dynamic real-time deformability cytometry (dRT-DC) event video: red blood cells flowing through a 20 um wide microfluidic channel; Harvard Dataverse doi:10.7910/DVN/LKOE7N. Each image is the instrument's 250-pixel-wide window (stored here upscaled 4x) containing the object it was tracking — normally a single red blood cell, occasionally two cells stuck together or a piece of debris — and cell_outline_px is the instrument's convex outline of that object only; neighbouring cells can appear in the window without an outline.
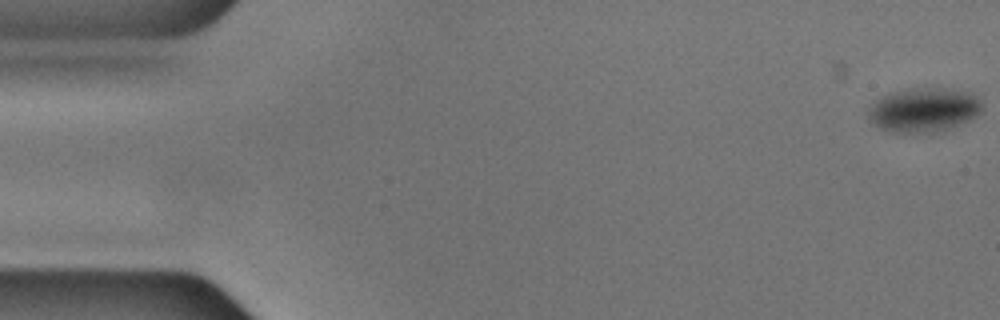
{"species": "common noctule bat (a hibernating species)", "species_latin": "Nyctalus noctula", "temperature_condition": "cold", "stored_images_in_passage": 56, "camera_frame_rate_fps": 3000, "um_per_image_px": 0.085, "animal": {"sex": "male", "body_mass_g": 17.9, "forearm_length_mm": 54.2}, "frame": {"image": 1, "passage_image": 1, "time_ms": 0.0, "image_size_px": [1000, 320], "cell_outline_px": [[980, 112], [976, 116], [960, 124], [932, 132], [892, 132], [880, 128], [868, 116], [868, 108], [880, 96], [888, 92], [912, 88], [944, 88], [972, 92], [980, 100]], "centroid_in_image_um": [78.5, 9.31], "position_along_channel_um": 6.5, "area_um2": 29.07}}
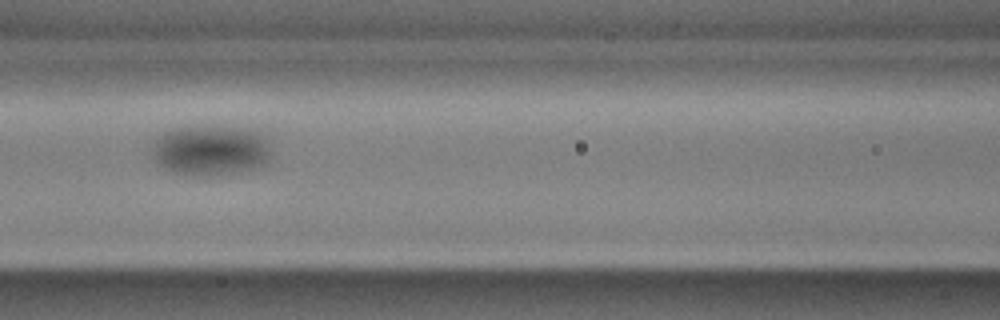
{"frame": {"image": 2, "passage_image": 24, "time_ms": 7.667, "image_size_px": [1000, 320], "cell_outline_px": [[268, 156], [264, 164], [256, 168], [232, 172], [200, 176], [176, 172], [164, 168], [156, 160], [156, 140], [164, 132], [176, 128], [224, 128], [252, 132], [260, 136], [264, 140], [268, 148]], "centroid_in_image_um": [17.87, 12.82], "position_along_channel_um": 148.7, "area_um2": 32.6}}
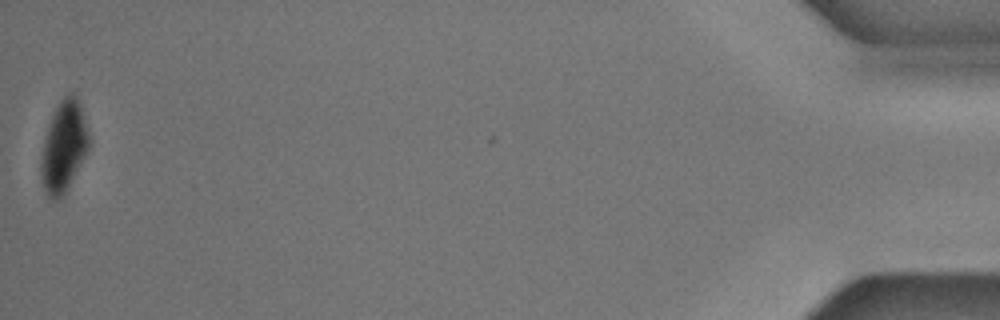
{"frame": {"image": 3, "passage_image": 56, "time_ms": 18.333, "image_size_px": [1000, 320], "cell_outline_px": [[92, 144], [64, 192], [56, 200], [52, 200], [48, 196], [44, 188], [40, 172], [40, 160], [44, 136], [48, 124], [56, 104], [68, 92], [72, 92], [76, 96], [80, 104]], "centroid_in_image_um": [5.41, 12.39], "position_along_channel_um": 429.8, "area_um2": 25.43}}